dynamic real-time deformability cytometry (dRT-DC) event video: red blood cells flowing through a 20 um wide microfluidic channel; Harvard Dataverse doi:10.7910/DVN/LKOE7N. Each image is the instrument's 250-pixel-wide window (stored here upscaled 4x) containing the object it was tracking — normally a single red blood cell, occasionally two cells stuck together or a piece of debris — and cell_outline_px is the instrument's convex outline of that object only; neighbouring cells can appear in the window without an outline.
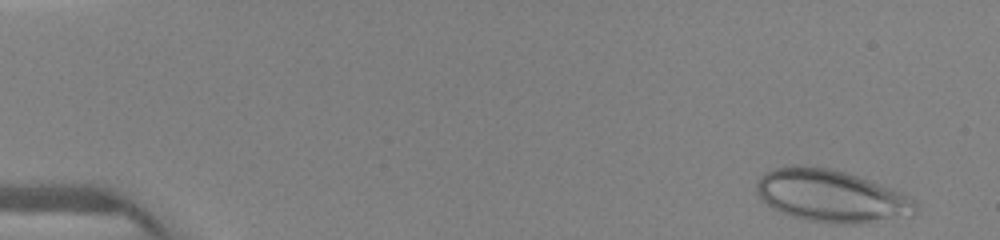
{"species": "human", "species_latin": "Homo sapiens", "temperature_condition": "warm", "stored_images_in_passage": 38, "camera_frame_rate_fps": 3000, "um_per_image_px": 0.085, "donor": {"sex": "female"}, "frame": {"image": 1, "passage_image": 1, "time_ms": 0.0, "image_size_px": [1000, 240], "cell_outline_px": [[916, 212], [908, 216], [856, 224], [832, 224], [808, 220], [792, 216], [772, 208], [760, 200], [756, 192], [756, 184], [760, 176], [776, 168], [796, 164], [832, 168], [856, 176], [900, 192], [916, 200]], "centroid_in_image_um": [70.61, 16.66], "position_along_channel_um": 14.4, "area_um2": 48.32}}
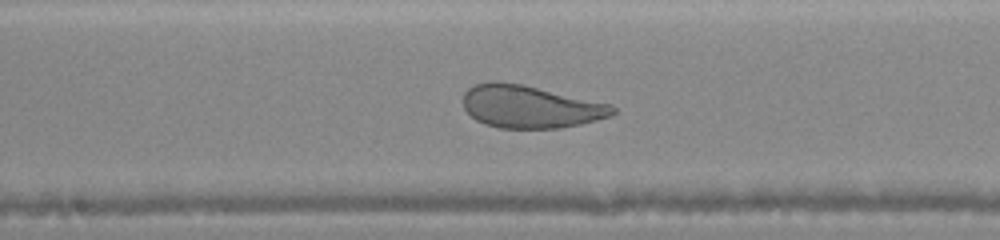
{"frame": {"image": 2, "passage_image": 20, "time_ms": 7.333, "image_size_px": [1000, 240], "cell_outline_px": [[616, 112], [612, 116], [580, 124], [560, 128], [500, 128], [484, 124], [476, 120], [464, 108], [464, 92], [472, 84], [488, 80], [496, 80], [520, 84], [612, 104], [616, 108]], "centroid_in_image_um": [45.05, 9.06], "position_along_channel_um": 203.1, "area_um2": 37.28}}
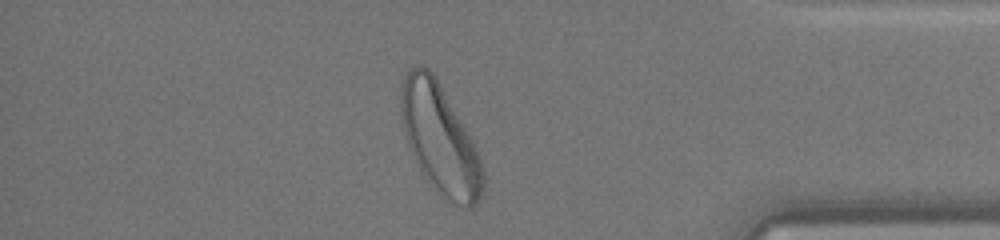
{"frame": {"image": 3, "passage_image": 32, "time_ms": 12.333, "image_size_px": [1000, 240], "cell_outline_px": [[484, 184], [480, 196], [472, 208], [468, 208], [456, 204], [448, 200], [428, 180], [420, 168], [408, 144], [404, 132], [400, 112], [400, 84], [404, 76], [412, 64], [420, 64], [428, 68], [432, 72], [468, 132], [476, 148], [484, 168]], "centroid_in_image_um": [37.38, 11.77], "position_along_channel_um": 397.8, "area_um2": 51.62}}